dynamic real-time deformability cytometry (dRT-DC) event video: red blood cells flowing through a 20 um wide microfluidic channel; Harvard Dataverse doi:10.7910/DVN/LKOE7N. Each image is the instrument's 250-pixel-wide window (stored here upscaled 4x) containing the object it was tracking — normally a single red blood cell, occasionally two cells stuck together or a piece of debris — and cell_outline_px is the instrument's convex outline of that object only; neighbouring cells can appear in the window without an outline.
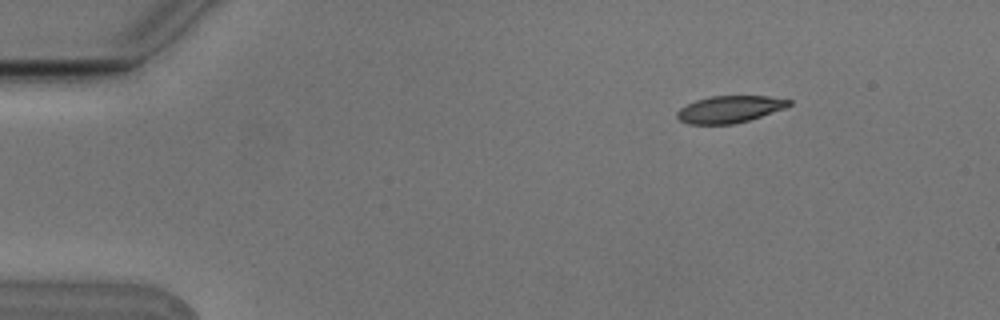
{"species": "Egyptian fruit bat (a non-hibernating species)", "species_latin": "Rousettus aegyptiacus", "temperature_condition": "cold", "stored_images_in_passage": 8, "camera_frame_rate_fps": 3000, "um_per_image_px": 0.085, "animal": {"sex": "male"}, "frame": {"image": 1, "passage_image": 1, "time_ms": 0.0, "image_size_px": [1000, 320], "cell_outline_px": [[792, 104], [784, 108], [736, 124], [688, 124], [680, 120], [676, 116], [676, 112], [680, 108], [696, 100], [712, 96], [768, 96], [792, 100]], "centroid_in_image_um": [62.01, 9.28], "position_along_channel_um": 23.0, "area_um2": 17.46}}
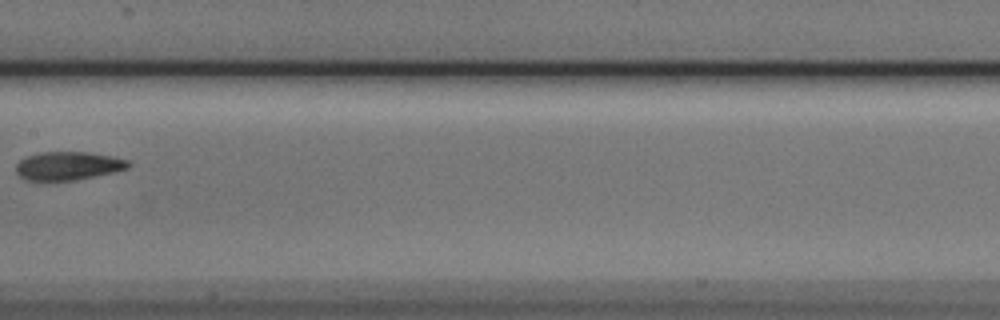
{"frame": {"image": 2, "passage_image": 7, "time_ms": 2.0, "image_size_px": [1000, 320], "cell_outline_px": [[132, 164], [128, 168], [112, 172], [76, 180], [24, 180], [16, 172], [16, 164], [20, 160], [28, 156], [40, 152], [88, 152], [112, 156], [128, 160]], "centroid_in_image_um": [5.79, 14.09], "position_along_channel_um": 201.6, "area_um2": 18.5}}
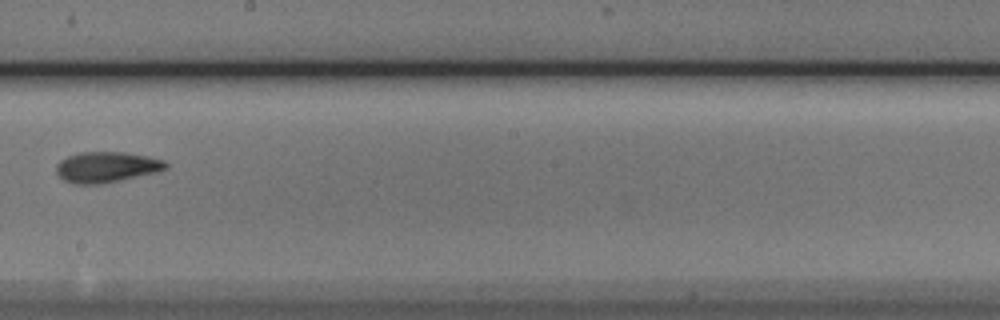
{"frame": {"image": 3, "passage_image": 8, "time_ms": 2.333, "image_size_px": [1000, 320], "cell_outline_px": [[168, 168], [156, 172], [100, 184], [76, 184], [64, 180], [56, 172], [56, 164], [60, 160], [68, 156], [80, 152], [124, 152], [148, 156], [164, 160], [168, 164]], "centroid_in_image_um": [9.05, 14.19], "position_along_channel_um": 239.1, "area_um2": 19.48}}